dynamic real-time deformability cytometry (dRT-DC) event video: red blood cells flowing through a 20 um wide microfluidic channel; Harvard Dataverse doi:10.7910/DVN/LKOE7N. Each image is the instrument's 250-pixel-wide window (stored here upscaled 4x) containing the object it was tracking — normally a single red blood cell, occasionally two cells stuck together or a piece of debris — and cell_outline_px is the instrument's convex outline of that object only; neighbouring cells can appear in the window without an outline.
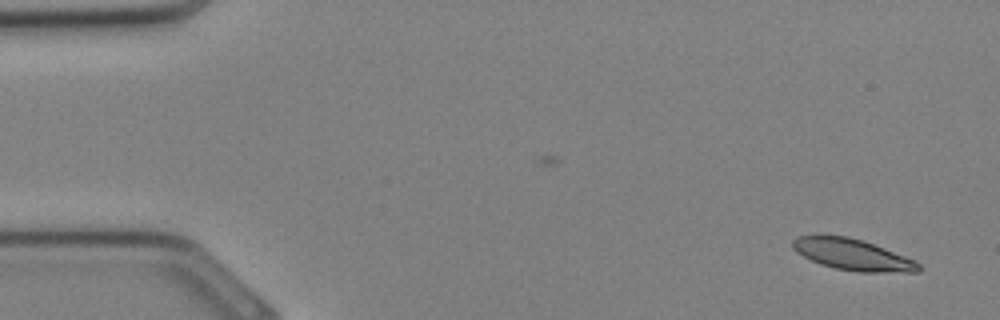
{"species": "Egyptian fruit bat (a non-hibernating species)", "species_latin": "Rousettus aegyptiacus", "temperature_condition": "cold", "stored_images_in_passage": 30, "camera_frame_rate_fps": 3000, "um_per_image_px": 0.085, "animal": {"sex": "female"}, "frame": {"image": 1, "passage_image": 1, "time_ms": 0.0, "image_size_px": [1000, 320], "cell_outline_px": [[920, 272], [860, 272], [836, 268], [820, 264], [796, 252], [792, 248], [792, 240], [796, 236], [816, 232], [848, 236], [884, 248], [916, 260], [920, 264]], "centroid_in_image_um": [72.39, 21.6], "position_along_channel_um": 12.6, "area_um2": 23.41}}
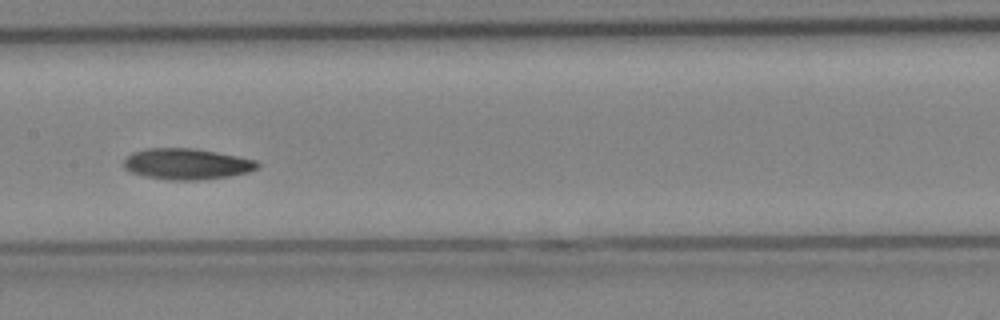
{"frame": {"image": 2, "passage_image": 16, "time_ms": 5.0, "image_size_px": [1000, 320], "cell_outline_px": [[260, 164], [256, 168], [248, 172], [228, 176], [200, 180], [168, 180], [144, 176], [132, 172], [124, 168], [124, 160], [132, 152], [144, 148], [196, 148], [256, 160]], "centroid_in_image_um": [15.84, 13.93], "position_along_channel_um": 191.6, "area_um2": 24.1}}
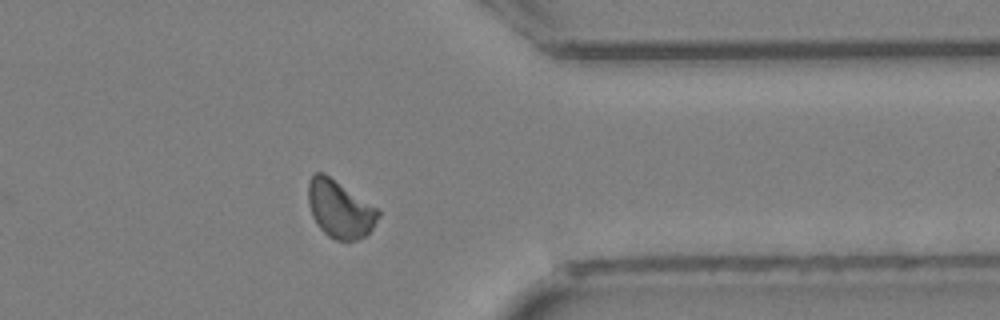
{"frame": {"image": 3, "passage_image": 26, "time_ms": 8.333, "image_size_px": [1000, 320], "cell_outline_px": [[380, 216], [372, 228], [364, 236], [356, 240], [336, 240], [328, 236], [316, 224], [312, 216], [308, 204], [308, 180], [312, 172], [324, 172], [376, 208], [380, 212]], "centroid_in_image_um": [28.84, 17.75], "position_along_channel_um": 382.6, "area_um2": 23.35}}